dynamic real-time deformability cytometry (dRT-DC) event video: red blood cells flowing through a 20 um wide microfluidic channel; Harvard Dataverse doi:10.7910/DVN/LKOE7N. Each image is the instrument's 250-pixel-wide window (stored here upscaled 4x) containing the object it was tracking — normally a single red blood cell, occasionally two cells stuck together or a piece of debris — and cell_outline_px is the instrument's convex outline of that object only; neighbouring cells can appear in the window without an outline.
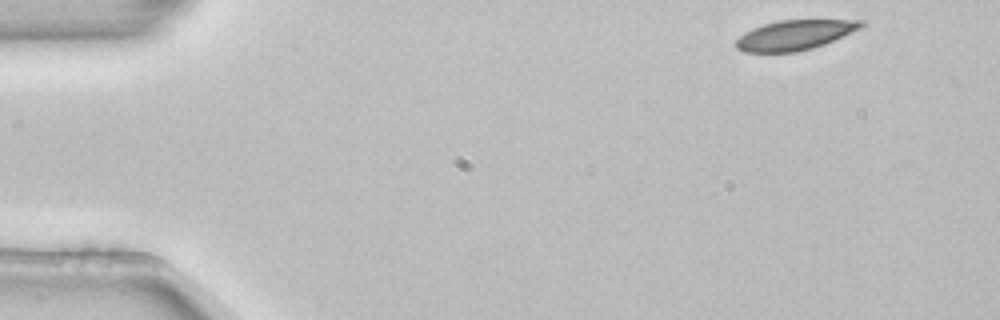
{"species": "common noctule bat (a hibernating species)", "species_latin": "Nyctalus noctula", "temperature_condition": "room temperature", "stored_images_in_passage": 4, "camera_frame_rate_fps": 3000, "um_per_image_px": 0.085, "animal": {"sex": "female", "body_mass_g": 22.7, "forearm_length_mm": 54.2}, "frame": {"image": 1, "passage_image": 1, "time_ms": 0.0, "image_size_px": [1000, 320], "cell_outline_px": [[864, 24], [860, 28], [824, 44], [812, 48], [796, 52], [744, 52], [736, 48], [736, 40], [744, 32], [752, 28], [764, 24], [780, 20], [864, 20]], "centroid_in_image_um": [67.52, 2.98], "position_along_channel_um": 17.5, "area_um2": 21.56}}
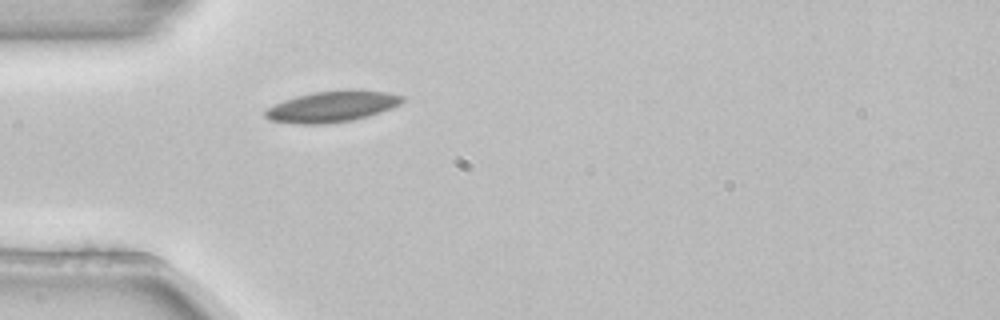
{"frame": {"image": 2, "passage_image": 4, "time_ms": 1.0, "image_size_px": [1000, 320], "cell_outline_px": [[404, 100], [400, 104], [392, 108], [368, 116], [352, 120], [324, 124], [292, 124], [268, 120], [264, 116], [264, 108], [284, 100], [296, 96], [312, 92], [348, 88], [352, 88], [388, 92], [404, 96]], "centroid_in_image_um": [28.2, 9.04], "position_along_channel_um": 56.8, "area_um2": 25.43}}